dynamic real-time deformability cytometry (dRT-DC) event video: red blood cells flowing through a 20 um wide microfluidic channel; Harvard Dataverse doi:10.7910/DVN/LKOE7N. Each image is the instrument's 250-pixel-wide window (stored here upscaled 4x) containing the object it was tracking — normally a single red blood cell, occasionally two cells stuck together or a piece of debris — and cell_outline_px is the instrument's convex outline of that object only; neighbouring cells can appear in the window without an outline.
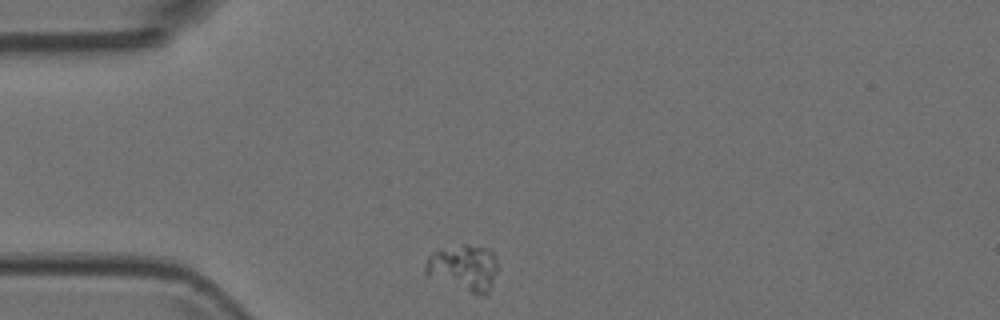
{"species": "Egyptian fruit bat (a non-hibernating species)", "species_latin": "Rousettus aegyptiacus", "temperature_condition": "room temperature", "stored_images_in_passage": 33, "camera_frame_rate_fps": 3000, "um_per_image_px": 0.085, "animal": {"sex": "female"}, "frame": {"image": 1, "passage_image": 1, "time_ms": 0.0, "image_size_px": [1000, 320], "cell_outline_px": [[500, 268], [488, 292], [472, 292], [424, 276], [424, 268], [428, 256], [436, 248], [464, 244], [484, 248], [492, 252]], "centroid_in_image_um": [39.36, 22.72], "position_along_channel_um": 45.6, "area_um2": 19.59}}
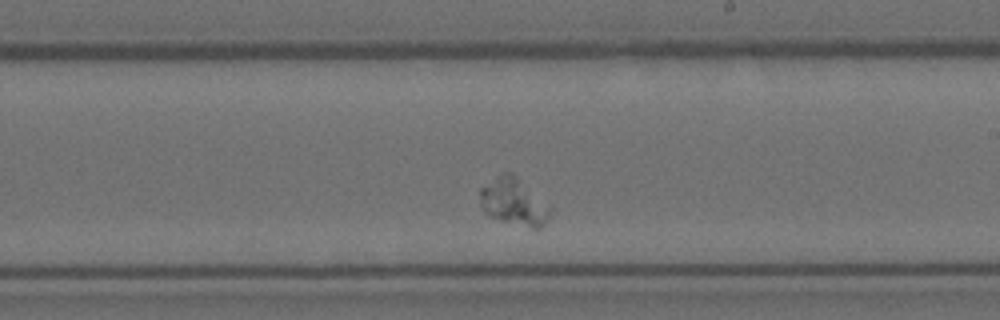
{"frame": {"image": 2, "passage_image": 19, "time_ms": 6.0, "image_size_px": [1000, 320], "cell_outline_px": [[552, 212], [544, 224], [536, 228], [532, 228], [500, 220], [488, 216], [484, 212], [480, 204], [480, 188], [496, 176], [504, 172], [512, 172], [552, 208]], "centroid_in_image_um": [43.65, 17.15], "position_along_channel_um": 245.3, "area_um2": 19.19}}
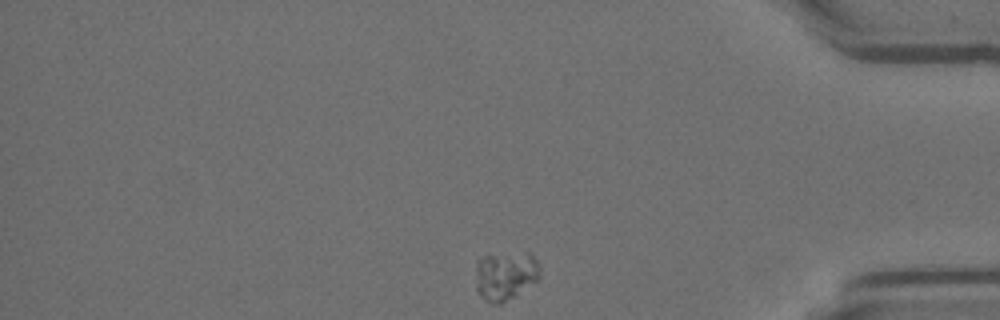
{"frame": {"image": 3, "passage_image": 33, "time_ms": 10.667, "image_size_px": [1000, 320], "cell_outline_px": [[540, 276], [536, 280], [500, 304], [492, 304], [484, 300], [476, 292], [476, 264], [480, 256], [528, 252], [532, 252], [540, 268]], "centroid_in_image_um": [42.92, 23.41], "position_along_channel_um": 392.3, "area_um2": 18.21}}